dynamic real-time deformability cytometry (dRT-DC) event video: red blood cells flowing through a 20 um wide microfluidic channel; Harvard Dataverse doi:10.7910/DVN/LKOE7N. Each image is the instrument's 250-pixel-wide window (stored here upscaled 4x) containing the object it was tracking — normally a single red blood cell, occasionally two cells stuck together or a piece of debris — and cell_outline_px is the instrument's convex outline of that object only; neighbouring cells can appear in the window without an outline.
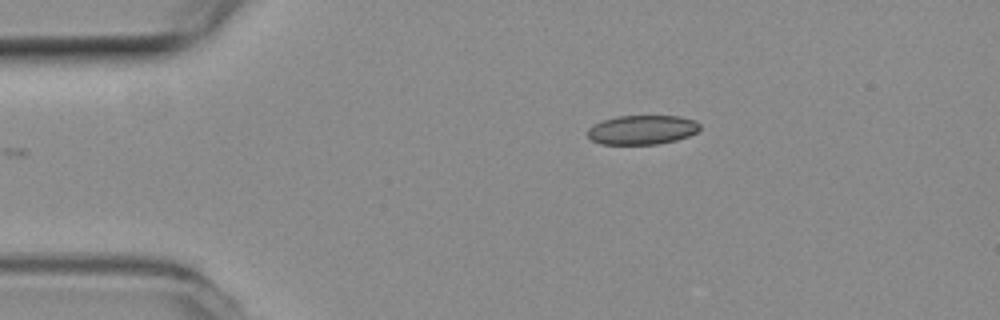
{"species": "common noctule bat (a hibernating species)", "species_latin": "Nyctalus noctula", "temperature_condition": "room temperature", "stored_images_in_passage": 37, "camera_frame_rate_fps": 3000, "um_per_image_px": 0.085, "animal": {"sex": "female", "body_mass_g": 19.3, "forearm_length_mm": 54.1}, "frame": {"image": 1, "passage_image": 1, "time_ms": 0.0, "image_size_px": [1000, 320], "cell_outline_px": [[700, 128], [696, 132], [688, 136], [676, 140], [660, 144], [600, 144], [592, 140], [588, 136], [588, 128], [604, 120], [620, 116], [680, 116], [696, 120], [700, 124]], "centroid_in_image_um": [54.62, 11.04], "position_along_channel_um": 30.4, "area_um2": 19.07}}
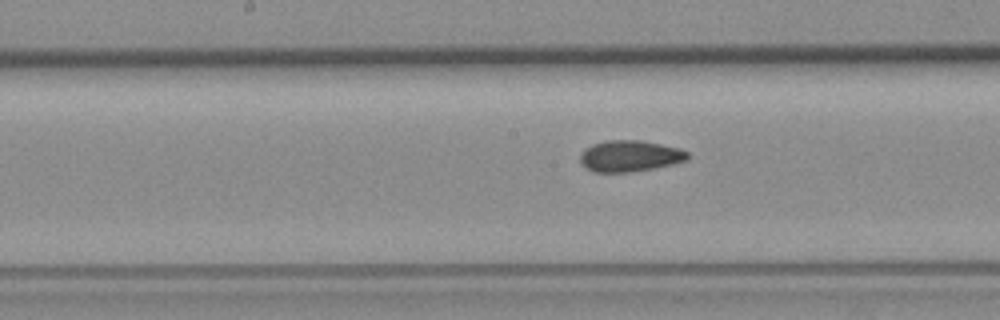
{"frame": {"image": 2, "passage_image": 18, "time_ms": 5.667, "image_size_px": [1000, 320], "cell_outline_px": [[688, 160], [672, 164], [652, 168], [628, 172], [592, 172], [584, 168], [580, 164], [580, 156], [584, 148], [592, 144], [608, 140], [640, 140], [660, 144], [676, 148], [688, 152]], "centroid_in_image_um": [53.47, 13.26], "position_along_channel_um": 194.7, "area_um2": 19.54}}
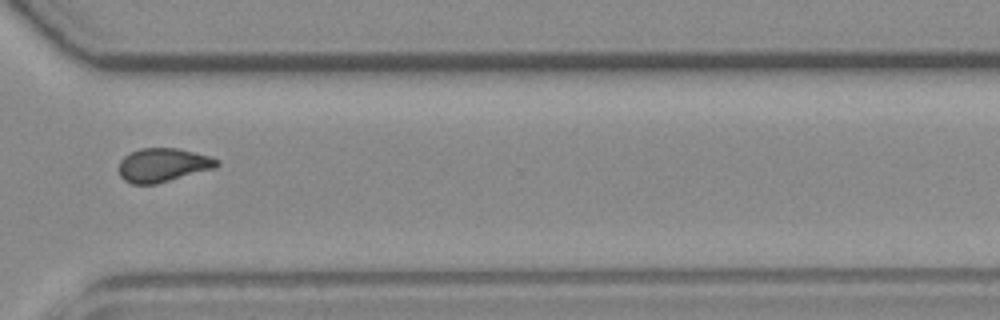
{"frame": {"image": 3, "passage_image": 31, "time_ms": 10.0, "image_size_px": [1000, 320], "cell_outline_px": [[220, 164], [216, 168], [156, 184], [132, 184], [124, 180], [120, 176], [120, 160], [124, 156], [140, 148], [176, 148], [208, 156], [220, 160]], "centroid_in_image_um": [13.86, 14.04], "position_along_channel_um": 356.7, "area_um2": 19.19}, "authors_computed_cell_mechanics": {"area_um2": 19.4208, "velocity_mm_per_s": 3.7489, "shape_relaxation_time_tau1_ms": null, "shape_relaxation_time_tau2_ms": 1.9173, "deformation_change_tau1": null, "deformation_change_tau2": 0.0734}}